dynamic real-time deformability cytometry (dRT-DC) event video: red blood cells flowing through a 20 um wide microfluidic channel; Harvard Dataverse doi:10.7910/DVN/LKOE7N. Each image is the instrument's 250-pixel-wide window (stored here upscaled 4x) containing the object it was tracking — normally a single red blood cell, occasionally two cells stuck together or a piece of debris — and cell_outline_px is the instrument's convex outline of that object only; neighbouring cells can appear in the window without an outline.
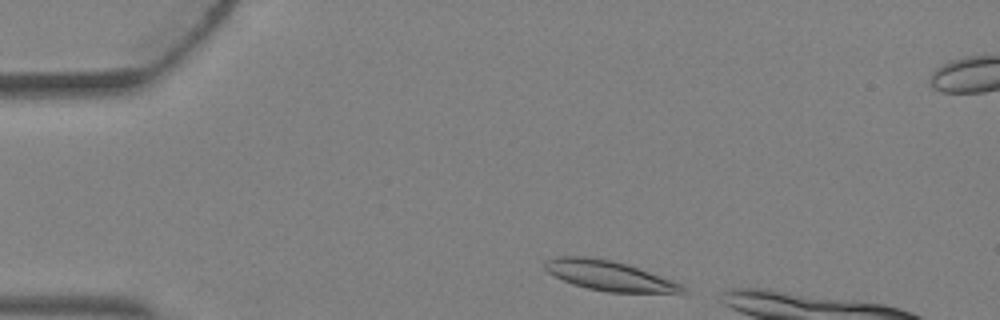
{"species": "Egyptian fruit bat (a non-hibernating species)", "species_latin": "Rousettus aegyptiacus", "temperature_condition": "warm", "stored_images_in_passage": 3, "camera_frame_rate_fps": 3000, "um_per_image_px": 0.085, "animal": {"sex": "female"}, "frame": {"image": 1, "passage_image": 1, "time_ms": 0.0, "image_size_px": [1000, 320], "cell_outline_px": [[692, 292], [608, 292], [588, 288], [572, 284], [548, 272], [544, 268], [544, 264], [548, 260], [556, 256], [584, 256], [612, 260], [628, 264], [672, 280], [680, 284]], "centroid_in_image_um": [51.78, 23.42], "position_along_channel_um": 33.2, "area_um2": 23.7}}